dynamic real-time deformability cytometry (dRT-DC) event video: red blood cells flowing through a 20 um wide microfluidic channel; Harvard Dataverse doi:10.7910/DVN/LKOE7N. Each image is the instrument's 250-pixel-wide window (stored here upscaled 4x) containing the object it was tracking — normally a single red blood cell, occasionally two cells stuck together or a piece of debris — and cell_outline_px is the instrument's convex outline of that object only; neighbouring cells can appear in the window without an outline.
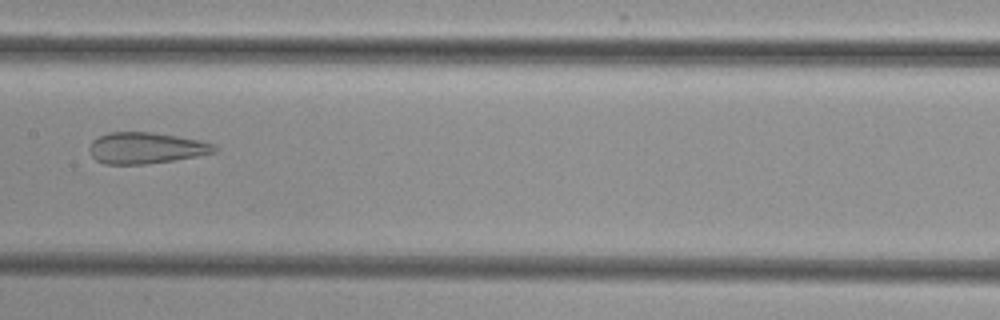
{"species": "common noctule bat (a hibernating species)", "species_latin": "Nyctalus noctula", "temperature_condition": "cold", "stored_images_in_passage": 4, "camera_frame_rate_fps": 3000, "um_per_image_px": 0.085, "animal": {"sex": "female", "body_mass_g": 29.2, "forearm_length_mm": 56.3}, "frame": {"image": 1, "passage_image": 4, "time_ms": 3.333, "image_size_px": [1000, 320], "cell_outline_px": [[216, 152], [196, 156], [172, 160], [144, 164], [104, 164], [96, 160], [92, 156], [88, 148], [92, 140], [108, 132], [152, 132], [200, 140], [216, 144]], "centroid_in_image_um": [12.38, 12.57], "position_along_channel_um": 195.0, "area_um2": 22.72}}